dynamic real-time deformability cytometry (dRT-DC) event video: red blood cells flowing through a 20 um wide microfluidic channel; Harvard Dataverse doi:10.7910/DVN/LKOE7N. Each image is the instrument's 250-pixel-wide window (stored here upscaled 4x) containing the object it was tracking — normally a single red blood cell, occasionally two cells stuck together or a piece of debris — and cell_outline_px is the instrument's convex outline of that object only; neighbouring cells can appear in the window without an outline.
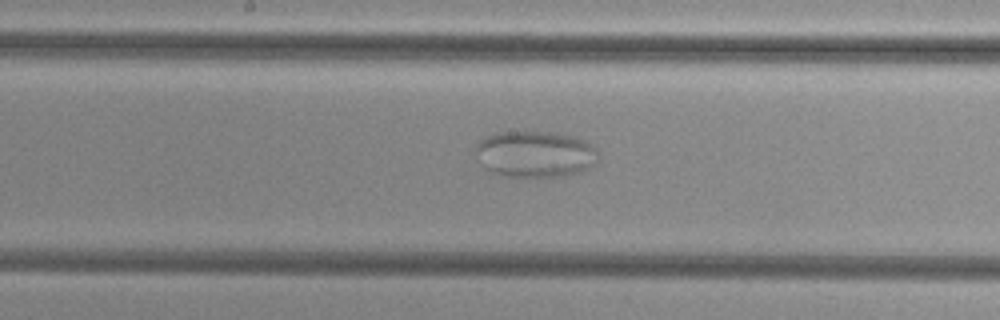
{"species": "common noctule bat (a hibernating species)", "species_latin": "Nyctalus noctula", "temperature_condition": "cold", "stored_images_in_passage": 39, "camera_frame_rate_fps": 3000, "um_per_image_px": 0.085, "animal": {"sex": "female", "body_mass_g": 29.2, "forearm_length_mm": 56.3}, "frame": {"image": 1, "passage_image": 13, "time_ms": 4.0, "image_size_px": [1000, 320], "cell_outline_px": [[600, 160], [596, 164], [580, 172], [564, 176], [504, 176], [492, 172], [484, 164], [476, 152], [476, 144], [480, 140], [496, 132], [556, 132], [584, 140], [592, 144], [600, 152]], "centroid_in_image_um": [45.58, 13.09], "position_along_channel_um": 202.6, "area_um2": 33.12}}
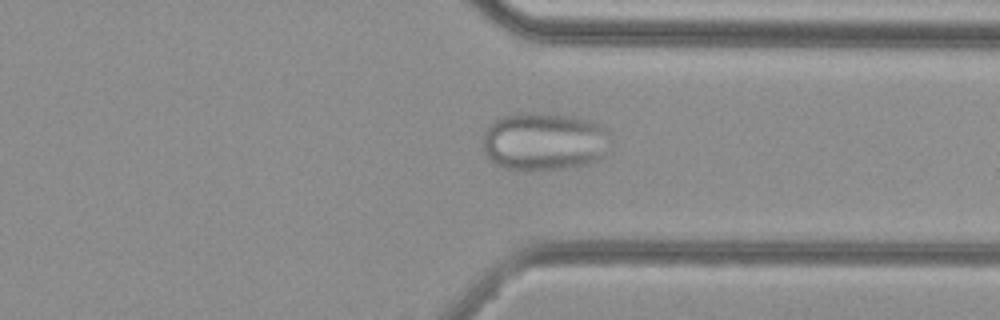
{"frame": {"image": 2, "passage_image": 26, "time_ms": 8.333, "image_size_px": [1000, 320], "cell_outline_px": [[604, 156], [600, 160], [576, 168], [528, 172], [504, 168], [496, 164], [484, 152], [484, 132], [496, 120], [504, 116], [516, 112], [524, 112], [576, 116], [600, 124], [604, 128]], "centroid_in_image_um": [46.21, 12.06], "position_along_channel_um": 365.2, "area_um2": 43.35}}
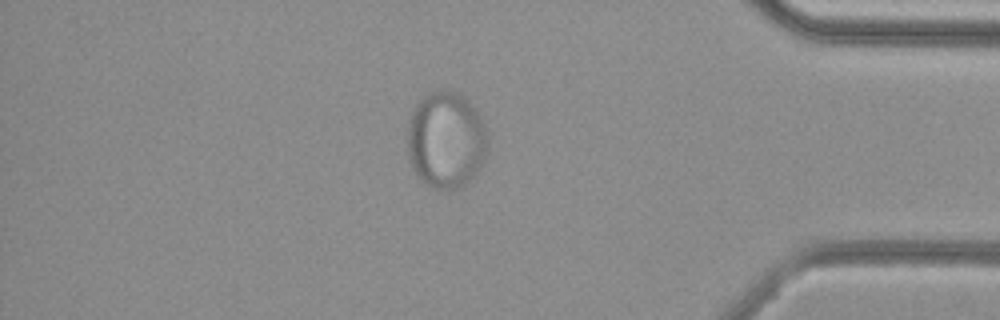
{"frame": {"image": 3, "passage_image": 31, "time_ms": 10.0, "image_size_px": [1000, 320], "cell_outline_px": [[488, 136], [484, 160], [476, 176], [460, 188], [444, 192], [432, 188], [420, 180], [416, 176], [412, 168], [408, 156], [408, 124], [412, 112], [416, 104], [424, 96], [436, 88], [452, 92], [468, 100], [476, 108], [488, 132]], "centroid_in_image_um": [37.92, 11.95], "position_along_channel_um": 397.3, "area_um2": 46.01}}